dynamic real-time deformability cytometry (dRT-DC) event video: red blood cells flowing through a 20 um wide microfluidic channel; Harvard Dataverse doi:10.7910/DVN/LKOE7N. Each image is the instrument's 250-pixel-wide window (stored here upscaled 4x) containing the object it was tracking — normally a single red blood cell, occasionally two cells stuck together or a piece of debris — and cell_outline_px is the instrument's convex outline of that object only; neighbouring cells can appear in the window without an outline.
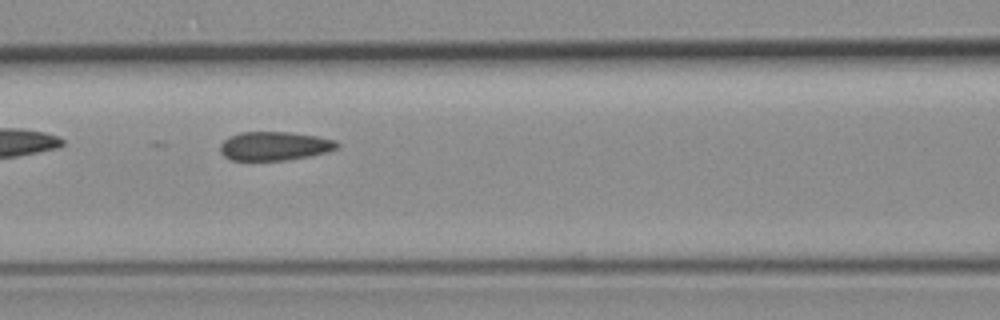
{"species": "common noctule bat (a hibernating species)", "species_latin": "Nyctalus noctula", "temperature_condition": "room temperature", "stored_images_in_passage": 8, "camera_frame_rate_fps": 3000, "um_per_image_px": 0.085, "animal": {"sex": "female", "body_mass_g": 19.3, "forearm_length_mm": 54.1}, "frame": {"image": 1, "passage_image": 5, "time_ms": 5.667, "image_size_px": [1000, 320], "cell_outline_px": [[340, 148], [328, 152], [308, 156], [284, 160], [232, 160], [224, 156], [220, 152], [220, 144], [224, 140], [240, 132], [288, 132], [316, 136], [336, 140], [340, 144]], "centroid_in_image_um": [23.37, 12.41], "position_along_channel_um": 143.2, "area_um2": 19.59}}
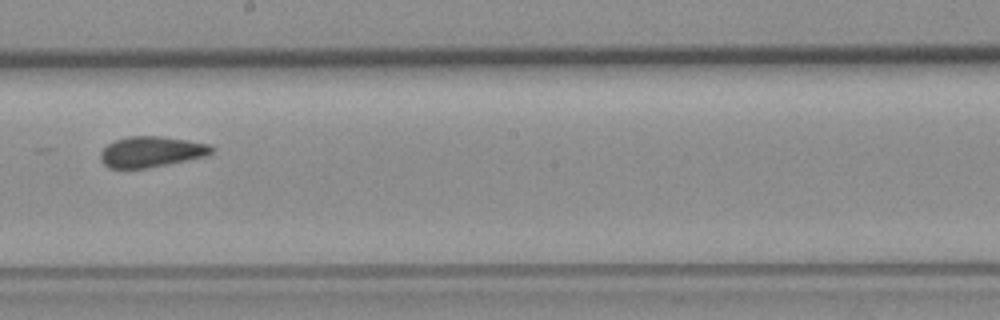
{"frame": {"image": 2, "passage_image": 7, "time_ms": 8.0, "image_size_px": [1000, 320], "cell_outline_px": [[216, 148], [212, 152], [204, 156], [144, 168], [108, 168], [100, 160], [100, 152], [108, 144], [116, 140], [128, 136], [160, 136], [188, 140], [212, 144]], "centroid_in_image_um": [12.85, 12.88], "position_along_channel_um": 235.3, "area_um2": 19.71}}
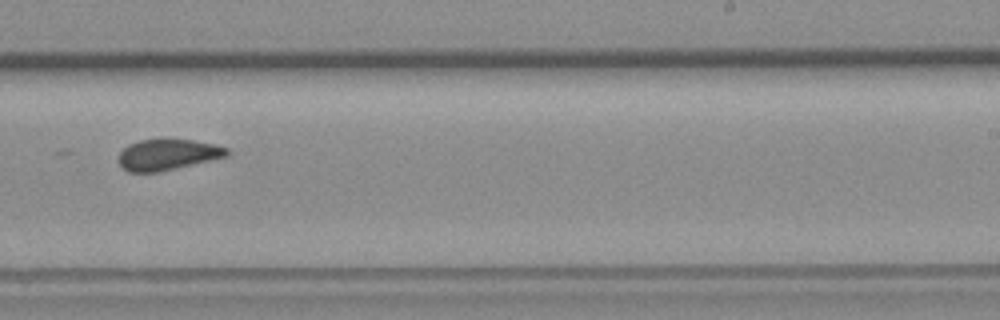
{"frame": {"image": 3, "passage_image": 8, "time_ms": 9.0, "image_size_px": [1000, 320], "cell_outline_px": [[232, 152], [228, 156], [156, 172], [128, 172], [120, 164], [120, 152], [128, 144], [140, 140], [192, 140], [212, 144], [228, 148]], "centroid_in_image_um": [14.27, 13.14], "position_along_channel_um": 274.7, "area_um2": 19.07}}